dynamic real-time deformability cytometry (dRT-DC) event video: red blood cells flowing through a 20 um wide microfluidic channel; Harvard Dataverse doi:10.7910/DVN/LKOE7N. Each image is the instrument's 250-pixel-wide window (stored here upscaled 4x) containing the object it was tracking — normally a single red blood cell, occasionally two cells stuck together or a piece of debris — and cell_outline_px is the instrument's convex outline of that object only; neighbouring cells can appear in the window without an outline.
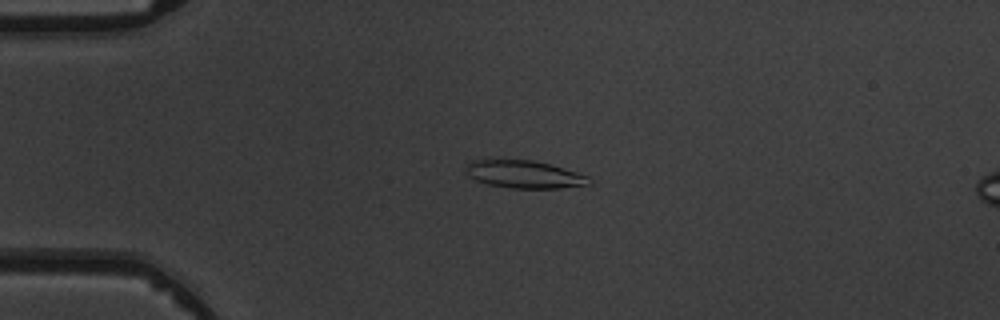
{"species": "common noctule bat (a hibernating species)", "species_latin": "Nyctalus noctula", "temperature_condition": "warm", "stored_images_in_passage": 5, "camera_frame_rate_fps": 3000, "um_per_image_px": 0.085, "animal": {"sex": "male", "body_mass_g": 19.5, "forearm_length_mm": 54.6}, "frame": {"image": 1, "passage_image": 3, "time_ms": 3.333, "image_size_px": [1000, 320], "cell_outline_px": [[592, 184], [560, 188], [512, 188], [488, 184], [476, 180], [468, 176], [464, 172], [468, 164], [472, 160], [532, 160], [552, 164], [588, 176], [592, 180]], "centroid_in_image_um": [44.58, 14.82], "position_along_channel_um": 40.4, "area_um2": 19.88}}